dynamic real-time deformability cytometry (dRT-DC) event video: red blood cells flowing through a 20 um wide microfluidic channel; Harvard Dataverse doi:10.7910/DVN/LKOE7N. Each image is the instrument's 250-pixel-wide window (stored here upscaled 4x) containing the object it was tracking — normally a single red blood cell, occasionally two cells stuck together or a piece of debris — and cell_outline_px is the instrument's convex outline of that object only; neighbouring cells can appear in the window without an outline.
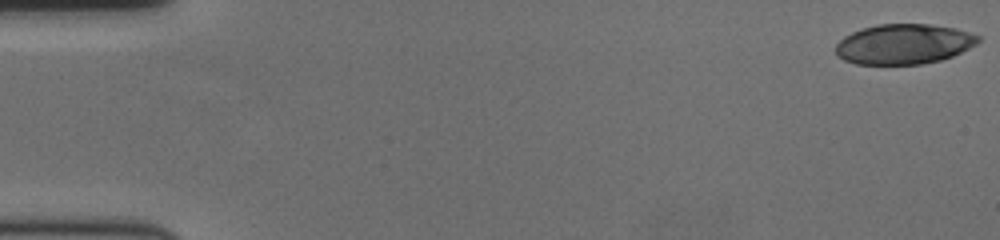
{"species": "human", "species_latin": "Homo sapiens", "temperature_condition": "cold", "stored_images_in_passage": 59, "camera_frame_rate_fps": 3000, "um_per_image_px": 0.085, "donor": {"sex": "female"}, "frame": {"image": 1, "passage_image": 1, "time_ms": 0.0, "image_size_px": [1000, 240], "cell_outline_px": [[980, 40], [976, 44], [952, 56], [940, 60], [920, 64], [856, 64], [844, 60], [836, 56], [836, 44], [844, 36], [852, 32], [876, 24], [928, 24], [956, 28], [980, 36]], "centroid_in_image_um": [76.8, 3.74], "position_along_channel_um": 8.2, "area_um2": 33.23}}
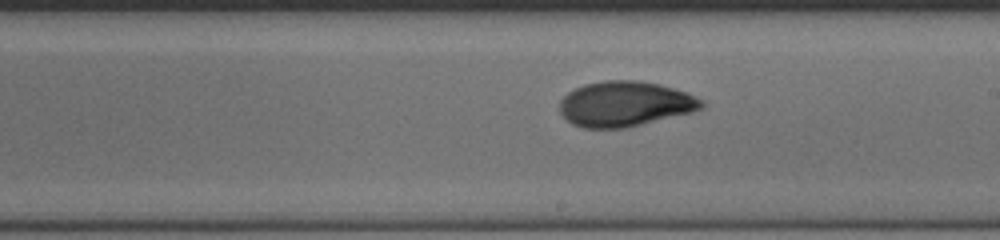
{"frame": {"image": 2, "passage_image": 34, "time_ms": 11.0, "image_size_px": [1000, 240], "cell_outline_px": [[704, 108], [692, 112], [628, 128], [584, 128], [572, 124], [560, 112], [560, 100], [568, 92], [584, 84], [604, 80], [636, 80], [660, 84], [688, 92], [704, 100]], "centroid_in_image_um": [53.16, 8.83], "position_along_channel_um": 235.8, "area_um2": 37.69}}
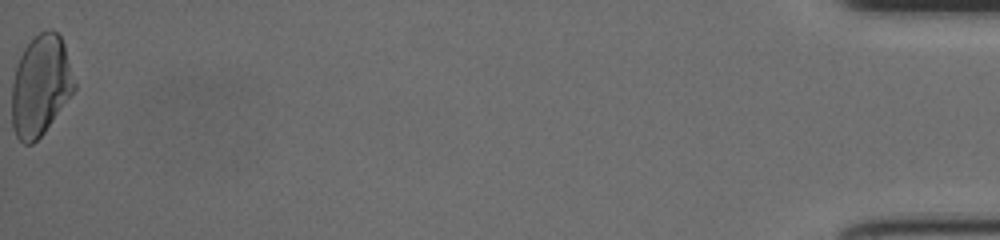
{"frame": {"image": 3, "passage_image": 59, "time_ms": 19.333, "image_size_px": [1000, 240], "cell_outline_px": [[76, 88], [44, 132], [32, 144], [24, 144], [16, 136], [12, 128], [12, 84], [16, 64], [24, 48], [40, 32], [48, 28], [52, 28], [60, 36], [64, 44], [76, 84]], "centroid_in_image_um": [3.44, 7.27], "position_along_channel_um": 431.8, "area_um2": 36.53}, "authors_computed_cell_mechanics": {"area_um2": 36.2406, "velocity_mm_per_s": 3.5789, "shape_relaxation_time_tau1_ms": 7.0538, "shape_relaxation_time_tau2_ms": 1.5574, "deformation_change_tau1": 0.2064, "deformation_change_tau2": 0.0595}}